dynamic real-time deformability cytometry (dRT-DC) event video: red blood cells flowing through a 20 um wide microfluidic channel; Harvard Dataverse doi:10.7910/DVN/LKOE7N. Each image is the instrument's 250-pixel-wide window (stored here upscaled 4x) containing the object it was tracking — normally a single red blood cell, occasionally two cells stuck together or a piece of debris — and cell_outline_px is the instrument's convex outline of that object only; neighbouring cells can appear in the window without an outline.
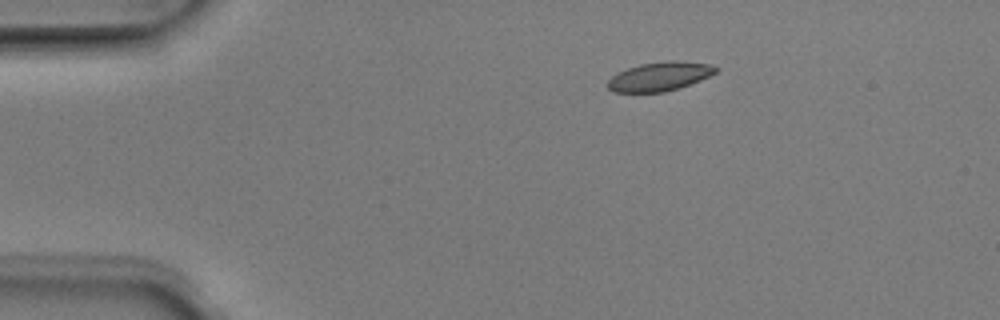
{"species": "Egyptian fruit bat (a non-hibernating species)", "species_latin": "Rousettus aegyptiacus", "temperature_condition": "room temperature", "stored_images_in_passage": 5, "camera_frame_rate_fps": 3000, "um_per_image_px": 0.085, "animal": {"sex": "male"}, "frame": {"image": 1, "passage_image": 3, "time_ms": 0.667, "image_size_px": [1000, 320], "cell_outline_px": [[720, 68], [716, 72], [700, 80], [680, 88], [664, 92], [612, 92], [608, 88], [608, 80], [612, 76], [628, 68], [640, 64], [668, 60], [676, 60], [708, 64]], "centroid_in_image_um": [56.08, 6.5], "position_along_channel_um": 28.9, "area_um2": 18.15}}
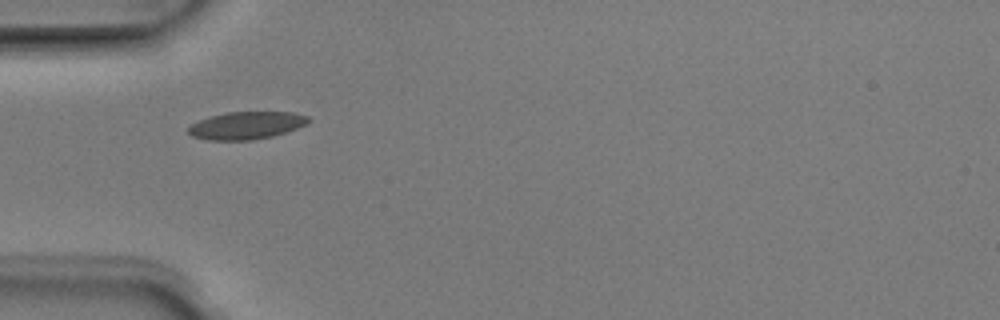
{"frame": {"image": 2, "passage_image": 5, "time_ms": 1.333, "image_size_px": [1000, 320], "cell_outline_px": [[312, 120], [308, 124], [272, 136], [252, 140], [208, 140], [192, 136], [188, 132], [188, 128], [192, 124], [200, 120], [212, 116], [228, 112], [292, 112], [308, 116]], "centroid_in_image_um": [20.97, 10.66], "position_along_channel_um": 64.0, "area_um2": 19.13}}